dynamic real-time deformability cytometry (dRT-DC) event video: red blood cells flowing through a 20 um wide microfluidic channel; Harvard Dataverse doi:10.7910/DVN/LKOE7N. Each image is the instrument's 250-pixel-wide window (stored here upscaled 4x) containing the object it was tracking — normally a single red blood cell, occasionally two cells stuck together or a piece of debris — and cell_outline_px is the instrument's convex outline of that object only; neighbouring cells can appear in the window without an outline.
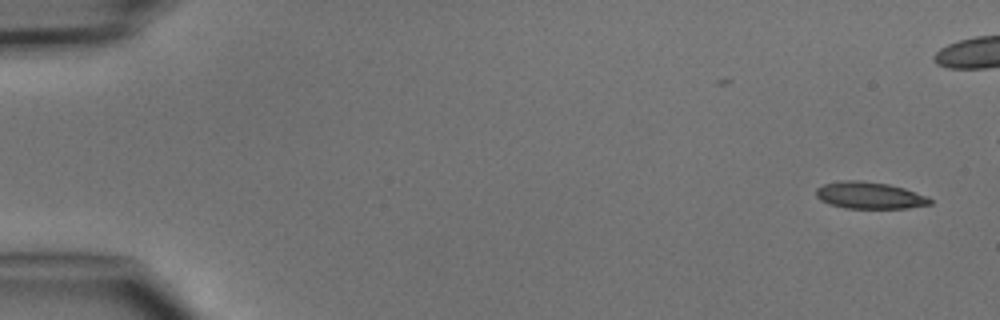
{"species": "common noctule bat (a hibernating species)", "species_latin": "Nyctalus noctula", "temperature_condition": "cold", "stored_images_in_passage": 5, "camera_frame_rate_fps": 3000, "um_per_image_px": 0.085, "animal": {"sex": "male", "body_mass_g": 15.6}, "frame": {"image": 1, "passage_image": 1, "time_ms": 0.0, "image_size_px": [1000, 320], "cell_outline_px": [[932, 204], [908, 208], [844, 208], [828, 204], [820, 200], [816, 196], [816, 188], [824, 184], [840, 180], [860, 180], [888, 184], [904, 188], [928, 196], [932, 200]], "centroid_in_image_um": [73.9, 16.61], "position_along_channel_um": 11.1, "area_um2": 17.98}}